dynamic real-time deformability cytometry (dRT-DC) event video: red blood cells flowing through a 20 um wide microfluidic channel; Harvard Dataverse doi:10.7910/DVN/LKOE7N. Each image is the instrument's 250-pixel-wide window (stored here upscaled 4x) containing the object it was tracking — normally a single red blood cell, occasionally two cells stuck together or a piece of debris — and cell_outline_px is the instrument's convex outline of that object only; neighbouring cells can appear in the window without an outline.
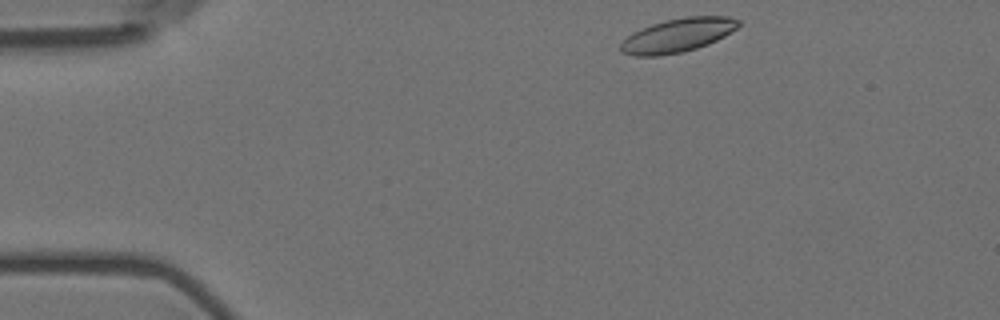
{"species": "Egyptian fruit bat (a non-hibernating species)", "species_latin": "Rousettus aegyptiacus", "temperature_condition": "room temperature", "stored_images_in_passage": 46, "segment_of_instrument_passage": [1, 2], "camera_frame_rate_fps": 3000, "um_per_image_px": 0.085, "animal": {"sex": "female"}, "frame": {"image": 1, "passage_image": 2, "time_ms": 0.333, "image_size_px": [1000, 320], "cell_outline_px": [[740, 24], [736, 28], [724, 36], [708, 44], [696, 48], [680, 52], [660, 56], [632, 56], [620, 52], [620, 44], [632, 32], [640, 28], [664, 20], [684, 16], [728, 16], [740, 20]], "centroid_in_image_um": [57.57, 2.99], "position_along_channel_um": 27.4, "area_um2": 23.29}}